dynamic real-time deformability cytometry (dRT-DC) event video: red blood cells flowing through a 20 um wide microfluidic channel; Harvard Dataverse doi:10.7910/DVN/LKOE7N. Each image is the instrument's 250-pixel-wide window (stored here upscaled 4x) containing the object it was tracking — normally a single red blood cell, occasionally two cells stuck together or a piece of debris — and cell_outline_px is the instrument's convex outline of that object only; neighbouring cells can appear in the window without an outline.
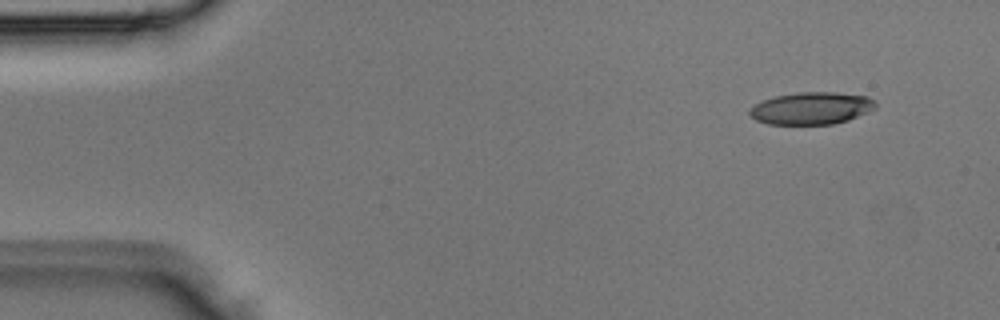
{"species": "Egyptian fruit bat (a non-hibernating species)", "species_latin": "Rousettus aegyptiacus", "temperature_condition": "room temperature", "stored_images_in_passage": 3, "camera_frame_rate_fps": 3000, "um_per_image_px": 0.085, "animal": {"sex": "male"}, "frame": {"image": 1, "passage_image": 1, "time_ms": 0.0, "image_size_px": [1000, 320], "cell_outline_px": [[876, 108], [848, 120], [832, 124], [768, 124], [756, 120], [748, 112], [748, 108], [764, 100], [776, 96], [796, 92], [836, 92], [868, 96], [876, 100]], "centroid_in_image_um": [68.99, 9.19], "position_along_channel_um": 16.0, "area_um2": 23.7}}
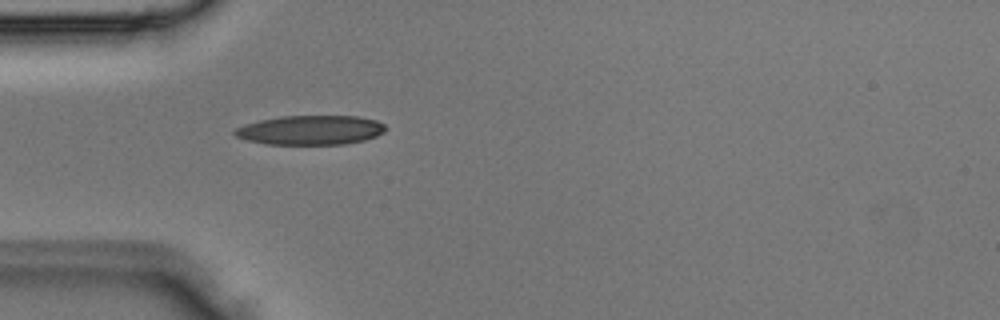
{"frame": {"image": 2, "passage_image": 3, "time_ms": 0.667, "image_size_px": [1000, 320], "cell_outline_px": [[388, 128], [384, 132], [376, 136], [364, 140], [344, 144], [264, 144], [248, 140], [236, 136], [232, 132], [236, 128], [244, 124], [260, 120], [280, 116], [356, 116], [376, 120], [384, 124]], "centroid_in_image_um": [26.4, 11.05], "position_along_channel_um": 58.6, "area_um2": 25.84}}